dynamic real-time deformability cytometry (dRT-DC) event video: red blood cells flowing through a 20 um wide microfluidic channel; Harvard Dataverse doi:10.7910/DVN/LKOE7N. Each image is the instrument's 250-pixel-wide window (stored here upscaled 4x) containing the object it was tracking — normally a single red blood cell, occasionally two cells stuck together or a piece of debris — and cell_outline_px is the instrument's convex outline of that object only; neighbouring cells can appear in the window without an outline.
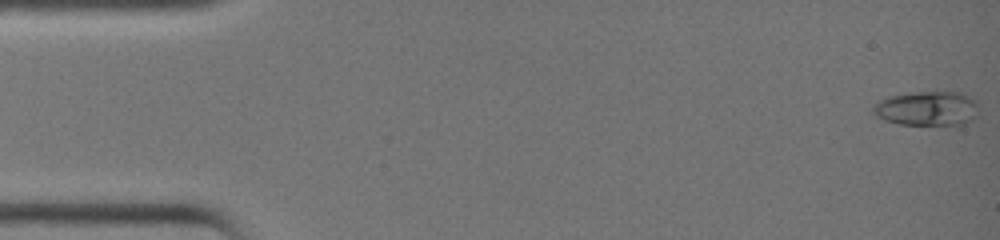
{"species": "common noctule bat (a hibernating species)", "species_latin": "Nyctalus noctula", "temperature_condition": "warm", "stored_images_in_passage": 40, "camera_frame_rate_fps": 3000, "um_per_image_px": 0.085, "animal": {"sex": "female", "body_mass_g": 19.0, "forearm_length_mm": 51.5}, "frame": {"image": 1, "passage_image": 1, "time_ms": 0.0, "image_size_px": [1000, 240], "cell_outline_px": [[976, 116], [972, 120], [960, 124], [900, 124], [884, 120], [876, 116], [872, 112], [872, 108], [880, 100], [888, 96], [912, 92], [960, 92], [976, 100]], "centroid_in_image_um": [78.77, 9.21], "position_along_channel_um": 6.2, "area_um2": 20.98}}
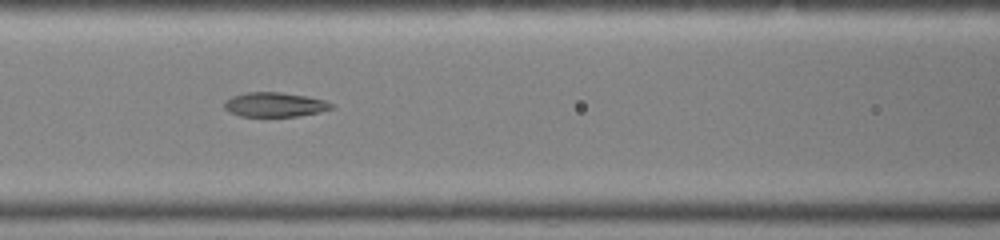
{"frame": {"image": 2, "passage_image": 18, "time_ms": 5.667, "image_size_px": [1000, 240], "cell_outline_px": [[336, 108], [320, 112], [300, 116], [240, 116], [228, 112], [224, 108], [224, 100], [232, 96], [248, 92], [280, 92], [308, 96], [324, 100], [336, 104]], "centroid_in_image_um": [23.39, 8.89], "position_along_channel_um": 143.2, "area_um2": 15.55}}
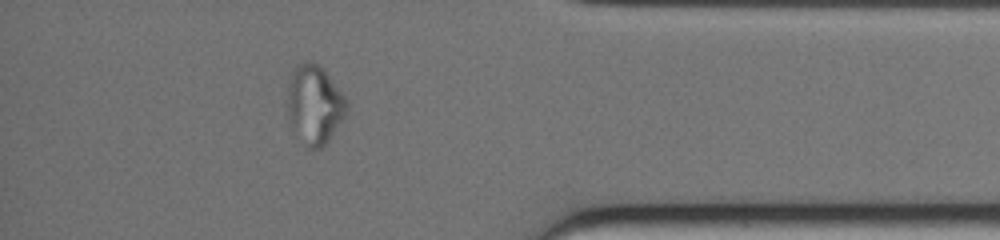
{"frame": {"image": 3, "passage_image": 35, "time_ms": 11.333, "image_size_px": [1000, 240], "cell_outline_px": [[348, 112], [344, 120], [328, 140], [320, 148], [308, 148], [292, 128], [288, 116], [288, 84], [292, 72], [296, 64], [304, 60], [308, 60], [320, 64], [324, 68], [348, 100]], "centroid_in_image_um": [26.76, 8.84], "position_along_channel_um": 408.4, "area_um2": 27.63}}